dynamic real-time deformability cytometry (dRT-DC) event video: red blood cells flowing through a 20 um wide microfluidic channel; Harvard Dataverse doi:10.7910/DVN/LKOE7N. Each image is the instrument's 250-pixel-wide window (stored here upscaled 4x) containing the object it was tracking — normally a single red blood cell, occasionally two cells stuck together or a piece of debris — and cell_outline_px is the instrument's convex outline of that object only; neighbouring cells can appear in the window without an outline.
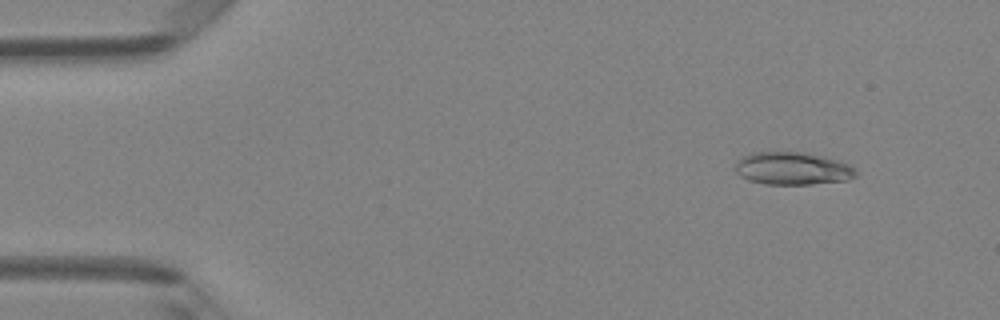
{"species": "Egyptian fruit bat (a non-hibernating species)", "species_latin": "Rousettus aegyptiacus", "temperature_condition": "room temperature", "stored_images_in_passage": 4, "camera_frame_rate_fps": 3000, "um_per_image_px": 0.085, "animal": {"sex": "female"}, "frame": {"image": 1, "passage_image": 2, "time_ms": 0.333, "image_size_px": [1000, 320], "cell_outline_px": [[860, 172], [856, 176], [848, 180], [812, 184], [764, 184], [748, 180], [740, 176], [736, 172], [736, 160], [752, 152], [808, 152], [824, 156], [852, 164]], "centroid_in_image_um": [67.43, 14.31], "position_along_channel_um": 17.6, "area_um2": 23.41}}